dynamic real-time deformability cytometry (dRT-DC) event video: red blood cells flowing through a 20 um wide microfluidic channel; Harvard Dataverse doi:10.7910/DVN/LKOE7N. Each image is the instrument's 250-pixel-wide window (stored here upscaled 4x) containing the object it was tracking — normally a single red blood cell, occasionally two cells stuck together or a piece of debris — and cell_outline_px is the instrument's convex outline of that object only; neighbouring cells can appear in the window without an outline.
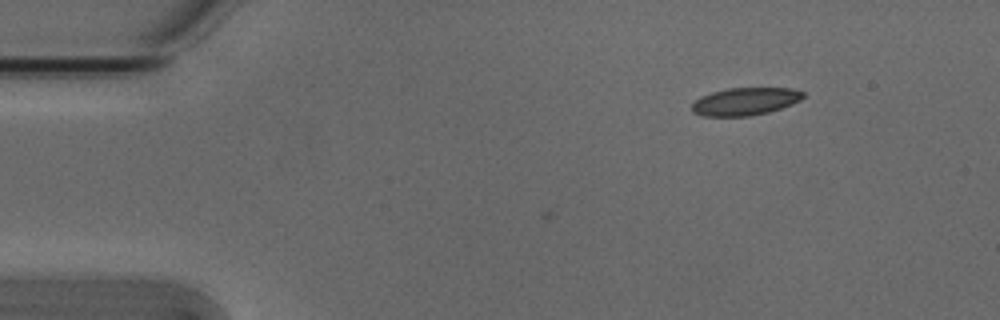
{"species": "Egyptian fruit bat (a non-hibernating species)", "species_latin": "Rousettus aegyptiacus", "temperature_condition": "cold", "stored_images_in_passage": 41, "camera_frame_rate_fps": 3000, "um_per_image_px": 0.085, "animal": {"sex": "male"}, "frame": {"image": 1, "passage_image": 1, "time_ms": 0.0, "image_size_px": [1000, 320], "cell_outline_px": [[804, 96], [800, 100], [792, 104], [768, 112], [748, 116], [704, 116], [692, 112], [692, 104], [700, 96], [712, 92], [728, 88], [792, 88], [804, 92]], "centroid_in_image_um": [63.33, 8.62], "position_along_channel_um": 21.7, "area_um2": 17.86}}
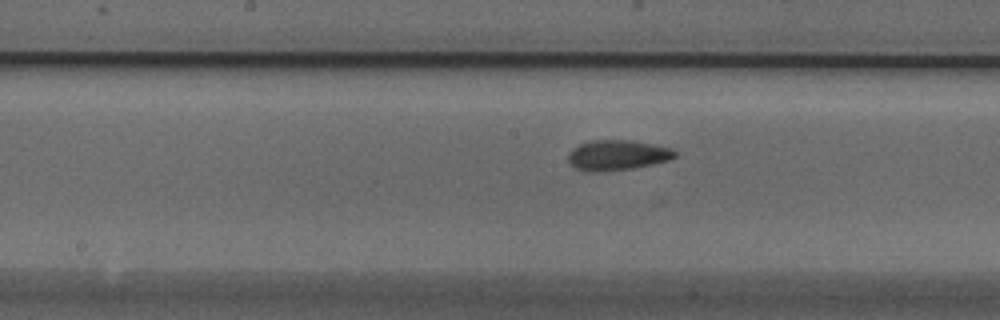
{"frame": {"image": 2, "passage_image": 21, "time_ms": 6.667, "image_size_px": [1000, 320], "cell_outline_px": [[676, 156], [668, 160], [652, 164], [632, 168], [600, 172], [584, 172], [568, 164], [568, 152], [572, 148], [580, 144], [592, 140], [628, 140], [652, 144], [672, 148], [676, 152]], "centroid_in_image_um": [52.41, 13.2], "position_along_channel_um": 195.8, "area_um2": 18.9}}
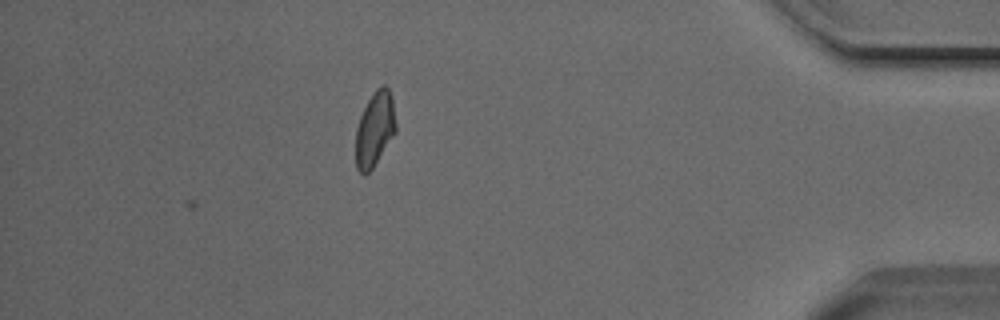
{"frame": {"image": 3, "passage_image": 41, "time_ms": 13.333, "image_size_px": [1000, 320], "cell_outline_px": [[396, 132], [372, 168], [364, 176], [356, 168], [356, 128], [360, 116], [368, 100], [376, 88], [380, 84], [384, 84], [388, 88], [392, 96], [396, 124]], "centroid_in_image_um": [31.86, 10.95], "position_along_channel_um": 403.3, "area_um2": 17.46}, "authors_computed_cell_mechanics": {"area_um2": 18.0914, "velocity_mm_per_s": 3.8293, "shape_relaxation_time_tau1_ms": 8.3377, "shape_relaxation_time_tau2_ms": 2.0099, "deformation_change_tau1": 0.1721, "deformation_change_tau2": 0.0659}}